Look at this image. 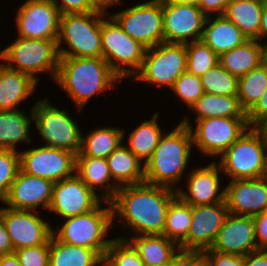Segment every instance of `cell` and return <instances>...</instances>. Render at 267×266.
Listing matches in <instances>:
<instances>
[{
	"label": "cell",
	"mask_w": 267,
	"mask_h": 266,
	"mask_svg": "<svg viewBox=\"0 0 267 266\" xmlns=\"http://www.w3.org/2000/svg\"><path fill=\"white\" fill-rule=\"evenodd\" d=\"M210 249L240 256L258 250L252 216L228 213Z\"/></svg>",
	"instance_id": "obj_22"
},
{
	"label": "cell",
	"mask_w": 267,
	"mask_h": 266,
	"mask_svg": "<svg viewBox=\"0 0 267 266\" xmlns=\"http://www.w3.org/2000/svg\"><path fill=\"white\" fill-rule=\"evenodd\" d=\"M125 128L112 126L96 127L89 130L87 135L85 131L82 132L81 149L77 156L99 157L107 158L114 150H116L122 143L123 130Z\"/></svg>",
	"instance_id": "obj_30"
},
{
	"label": "cell",
	"mask_w": 267,
	"mask_h": 266,
	"mask_svg": "<svg viewBox=\"0 0 267 266\" xmlns=\"http://www.w3.org/2000/svg\"><path fill=\"white\" fill-rule=\"evenodd\" d=\"M164 42L188 44L200 40L206 15L195 3L162 1Z\"/></svg>",
	"instance_id": "obj_14"
},
{
	"label": "cell",
	"mask_w": 267,
	"mask_h": 266,
	"mask_svg": "<svg viewBox=\"0 0 267 266\" xmlns=\"http://www.w3.org/2000/svg\"><path fill=\"white\" fill-rule=\"evenodd\" d=\"M125 238L136 250L145 266L172 262L179 254V246L164 235H131Z\"/></svg>",
	"instance_id": "obj_27"
},
{
	"label": "cell",
	"mask_w": 267,
	"mask_h": 266,
	"mask_svg": "<svg viewBox=\"0 0 267 266\" xmlns=\"http://www.w3.org/2000/svg\"><path fill=\"white\" fill-rule=\"evenodd\" d=\"M177 264H178V256L170 263H165V264L157 265V266H177Z\"/></svg>",
	"instance_id": "obj_56"
},
{
	"label": "cell",
	"mask_w": 267,
	"mask_h": 266,
	"mask_svg": "<svg viewBox=\"0 0 267 266\" xmlns=\"http://www.w3.org/2000/svg\"><path fill=\"white\" fill-rule=\"evenodd\" d=\"M103 199L90 189L78 176L54 183L49 213L58 218L82 215L94 210Z\"/></svg>",
	"instance_id": "obj_18"
},
{
	"label": "cell",
	"mask_w": 267,
	"mask_h": 266,
	"mask_svg": "<svg viewBox=\"0 0 267 266\" xmlns=\"http://www.w3.org/2000/svg\"><path fill=\"white\" fill-rule=\"evenodd\" d=\"M15 16L18 37L58 39L61 14L51 0H25Z\"/></svg>",
	"instance_id": "obj_15"
},
{
	"label": "cell",
	"mask_w": 267,
	"mask_h": 266,
	"mask_svg": "<svg viewBox=\"0 0 267 266\" xmlns=\"http://www.w3.org/2000/svg\"><path fill=\"white\" fill-rule=\"evenodd\" d=\"M61 15L104 11L92 0H51Z\"/></svg>",
	"instance_id": "obj_43"
},
{
	"label": "cell",
	"mask_w": 267,
	"mask_h": 266,
	"mask_svg": "<svg viewBox=\"0 0 267 266\" xmlns=\"http://www.w3.org/2000/svg\"><path fill=\"white\" fill-rule=\"evenodd\" d=\"M228 213L254 216L267 212V177L229 180L225 184Z\"/></svg>",
	"instance_id": "obj_21"
},
{
	"label": "cell",
	"mask_w": 267,
	"mask_h": 266,
	"mask_svg": "<svg viewBox=\"0 0 267 266\" xmlns=\"http://www.w3.org/2000/svg\"><path fill=\"white\" fill-rule=\"evenodd\" d=\"M244 266H267V250L258 249L245 255Z\"/></svg>",
	"instance_id": "obj_49"
},
{
	"label": "cell",
	"mask_w": 267,
	"mask_h": 266,
	"mask_svg": "<svg viewBox=\"0 0 267 266\" xmlns=\"http://www.w3.org/2000/svg\"><path fill=\"white\" fill-rule=\"evenodd\" d=\"M57 44L60 57L102 58L101 11L61 15Z\"/></svg>",
	"instance_id": "obj_8"
},
{
	"label": "cell",
	"mask_w": 267,
	"mask_h": 266,
	"mask_svg": "<svg viewBox=\"0 0 267 266\" xmlns=\"http://www.w3.org/2000/svg\"><path fill=\"white\" fill-rule=\"evenodd\" d=\"M0 266H21L15 253L0 256Z\"/></svg>",
	"instance_id": "obj_52"
},
{
	"label": "cell",
	"mask_w": 267,
	"mask_h": 266,
	"mask_svg": "<svg viewBox=\"0 0 267 266\" xmlns=\"http://www.w3.org/2000/svg\"><path fill=\"white\" fill-rule=\"evenodd\" d=\"M267 89V66L263 63L239 77L238 99L247 113Z\"/></svg>",
	"instance_id": "obj_36"
},
{
	"label": "cell",
	"mask_w": 267,
	"mask_h": 266,
	"mask_svg": "<svg viewBox=\"0 0 267 266\" xmlns=\"http://www.w3.org/2000/svg\"><path fill=\"white\" fill-rule=\"evenodd\" d=\"M14 252L11 238L9 237L4 221L0 216V256Z\"/></svg>",
	"instance_id": "obj_50"
},
{
	"label": "cell",
	"mask_w": 267,
	"mask_h": 266,
	"mask_svg": "<svg viewBox=\"0 0 267 266\" xmlns=\"http://www.w3.org/2000/svg\"><path fill=\"white\" fill-rule=\"evenodd\" d=\"M53 185L51 180L19 170L1 204L17 210L38 212L44 208L43 211H48L52 201Z\"/></svg>",
	"instance_id": "obj_20"
},
{
	"label": "cell",
	"mask_w": 267,
	"mask_h": 266,
	"mask_svg": "<svg viewBox=\"0 0 267 266\" xmlns=\"http://www.w3.org/2000/svg\"><path fill=\"white\" fill-rule=\"evenodd\" d=\"M218 159L227 181L261 178L267 174V143L249 128Z\"/></svg>",
	"instance_id": "obj_10"
},
{
	"label": "cell",
	"mask_w": 267,
	"mask_h": 266,
	"mask_svg": "<svg viewBox=\"0 0 267 266\" xmlns=\"http://www.w3.org/2000/svg\"><path fill=\"white\" fill-rule=\"evenodd\" d=\"M102 264L103 258L95 250L63 243L52 234L49 266H101Z\"/></svg>",
	"instance_id": "obj_33"
},
{
	"label": "cell",
	"mask_w": 267,
	"mask_h": 266,
	"mask_svg": "<svg viewBox=\"0 0 267 266\" xmlns=\"http://www.w3.org/2000/svg\"><path fill=\"white\" fill-rule=\"evenodd\" d=\"M177 266H210L206 255L197 251H180Z\"/></svg>",
	"instance_id": "obj_47"
},
{
	"label": "cell",
	"mask_w": 267,
	"mask_h": 266,
	"mask_svg": "<svg viewBox=\"0 0 267 266\" xmlns=\"http://www.w3.org/2000/svg\"><path fill=\"white\" fill-rule=\"evenodd\" d=\"M20 170L19 152L10 149H0V199L8 194L11 184Z\"/></svg>",
	"instance_id": "obj_41"
},
{
	"label": "cell",
	"mask_w": 267,
	"mask_h": 266,
	"mask_svg": "<svg viewBox=\"0 0 267 266\" xmlns=\"http://www.w3.org/2000/svg\"><path fill=\"white\" fill-rule=\"evenodd\" d=\"M191 219L192 206L177 195L169 204L162 235L179 246L188 235Z\"/></svg>",
	"instance_id": "obj_35"
},
{
	"label": "cell",
	"mask_w": 267,
	"mask_h": 266,
	"mask_svg": "<svg viewBox=\"0 0 267 266\" xmlns=\"http://www.w3.org/2000/svg\"><path fill=\"white\" fill-rule=\"evenodd\" d=\"M228 215L226 201L211 205L192 206V219L180 251L202 252L211 248Z\"/></svg>",
	"instance_id": "obj_19"
},
{
	"label": "cell",
	"mask_w": 267,
	"mask_h": 266,
	"mask_svg": "<svg viewBox=\"0 0 267 266\" xmlns=\"http://www.w3.org/2000/svg\"><path fill=\"white\" fill-rule=\"evenodd\" d=\"M204 92L215 95H238L239 77L231 74L220 64L209 69L201 77Z\"/></svg>",
	"instance_id": "obj_37"
},
{
	"label": "cell",
	"mask_w": 267,
	"mask_h": 266,
	"mask_svg": "<svg viewBox=\"0 0 267 266\" xmlns=\"http://www.w3.org/2000/svg\"><path fill=\"white\" fill-rule=\"evenodd\" d=\"M180 122L190 128L193 148L211 161L218 160L250 128L246 117H211L194 121L193 126L186 114Z\"/></svg>",
	"instance_id": "obj_9"
},
{
	"label": "cell",
	"mask_w": 267,
	"mask_h": 266,
	"mask_svg": "<svg viewBox=\"0 0 267 266\" xmlns=\"http://www.w3.org/2000/svg\"><path fill=\"white\" fill-rule=\"evenodd\" d=\"M186 71V44L163 42L146 49L142 66L131 82H145L162 89L167 87L170 91L174 82Z\"/></svg>",
	"instance_id": "obj_11"
},
{
	"label": "cell",
	"mask_w": 267,
	"mask_h": 266,
	"mask_svg": "<svg viewBox=\"0 0 267 266\" xmlns=\"http://www.w3.org/2000/svg\"><path fill=\"white\" fill-rule=\"evenodd\" d=\"M266 0H231L224 16L233 22L248 39H257Z\"/></svg>",
	"instance_id": "obj_31"
},
{
	"label": "cell",
	"mask_w": 267,
	"mask_h": 266,
	"mask_svg": "<svg viewBox=\"0 0 267 266\" xmlns=\"http://www.w3.org/2000/svg\"><path fill=\"white\" fill-rule=\"evenodd\" d=\"M120 81L103 58L91 57H60L54 80L75 103L77 113L83 112L92 98L116 90Z\"/></svg>",
	"instance_id": "obj_2"
},
{
	"label": "cell",
	"mask_w": 267,
	"mask_h": 266,
	"mask_svg": "<svg viewBox=\"0 0 267 266\" xmlns=\"http://www.w3.org/2000/svg\"><path fill=\"white\" fill-rule=\"evenodd\" d=\"M262 63V45L255 39H249L219 56V64L237 77L247 74Z\"/></svg>",
	"instance_id": "obj_32"
},
{
	"label": "cell",
	"mask_w": 267,
	"mask_h": 266,
	"mask_svg": "<svg viewBox=\"0 0 267 266\" xmlns=\"http://www.w3.org/2000/svg\"><path fill=\"white\" fill-rule=\"evenodd\" d=\"M210 266H244V256L206 249L202 251Z\"/></svg>",
	"instance_id": "obj_44"
},
{
	"label": "cell",
	"mask_w": 267,
	"mask_h": 266,
	"mask_svg": "<svg viewBox=\"0 0 267 266\" xmlns=\"http://www.w3.org/2000/svg\"><path fill=\"white\" fill-rule=\"evenodd\" d=\"M176 196L171 188L145 182L122 186L110 200L113 224L121 223V229L132 235H162L169 204Z\"/></svg>",
	"instance_id": "obj_1"
},
{
	"label": "cell",
	"mask_w": 267,
	"mask_h": 266,
	"mask_svg": "<svg viewBox=\"0 0 267 266\" xmlns=\"http://www.w3.org/2000/svg\"><path fill=\"white\" fill-rule=\"evenodd\" d=\"M187 72L201 77L219 64V56L201 40L186 44Z\"/></svg>",
	"instance_id": "obj_38"
},
{
	"label": "cell",
	"mask_w": 267,
	"mask_h": 266,
	"mask_svg": "<svg viewBox=\"0 0 267 266\" xmlns=\"http://www.w3.org/2000/svg\"><path fill=\"white\" fill-rule=\"evenodd\" d=\"M143 1L108 14L131 38L152 48L164 42L162 0Z\"/></svg>",
	"instance_id": "obj_12"
},
{
	"label": "cell",
	"mask_w": 267,
	"mask_h": 266,
	"mask_svg": "<svg viewBox=\"0 0 267 266\" xmlns=\"http://www.w3.org/2000/svg\"><path fill=\"white\" fill-rule=\"evenodd\" d=\"M106 160L112 179L119 187L144 182L145 164L125 144L122 143Z\"/></svg>",
	"instance_id": "obj_29"
},
{
	"label": "cell",
	"mask_w": 267,
	"mask_h": 266,
	"mask_svg": "<svg viewBox=\"0 0 267 266\" xmlns=\"http://www.w3.org/2000/svg\"><path fill=\"white\" fill-rule=\"evenodd\" d=\"M208 165L192 167L185 176V190L183 187L177 190V195L191 206L211 205L225 201V185L221 176H224L220 165L216 161ZM222 186V187H221ZM222 189V190H221Z\"/></svg>",
	"instance_id": "obj_17"
},
{
	"label": "cell",
	"mask_w": 267,
	"mask_h": 266,
	"mask_svg": "<svg viewBox=\"0 0 267 266\" xmlns=\"http://www.w3.org/2000/svg\"><path fill=\"white\" fill-rule=\"evenodd\" d=\"M200 40L220 56L249 39L224 15H218L206 17Z\"/></svg>",
	"instance_id": "obj_24"
},
{
	"label": "cell",
	"mask_w": 267,
	"mask_h": 266,
	"mask_svg": "<svg viewBox=\"0 0 267 266\" xmlns=\"http://www.w3.org/2000/svg\"><path fill=\"white\" fill-rule=\"evenodd\" d=\"M100 9L108 11L112 6L116 4L120 5L124 0H92ZM115 4V5H114Z\"/></svg>",
	"instance_id": "obj_54"
},
{
	"label": "cell",
	"mask_w": 267,
	"mask_h": 266,
	"mask_svg": "<svg viewBox=\"0 0 267 266\" xmlns=\"http://www.w3.org/2000/svg\"><path fill=\"white\" fill-rule=\"evenodd\" d=\"M257 249L267 250V212L252 216Z\"/></svg>",
	"instance_id": "obj_45"
},
{
	"label": "cell",
	"mask_w": 267,
	"mask_h": 266,
	"mask_svg": "<svg viewBox=\"0 0 267 266\" xmlns=\"http://www.w3.org/2000/svg\"><path fill=\"white\" fill-rule=\"evenodd\" d=\"M0 62L9 69L29 75L36 82L40 80L39 75L45 73L54 82L60 63L57 39L15 37L0 50Z\"/></svg>",
	"instance_id": "obj_5"
},
{
	"label": "cell",
	"mask_w": 267,
	"mask_h": 266,
	"mask_svg": "<svg viewBox=\"0 0 267 266\" xmlns=\"http://www.w3.org/2000/svg\"><path fill=\"white\" fill-rule=\"evenodd\" d=\"M231 0H198L197 5L208 16L223 15Z\"/></svg>",
	"instance_id": "obj_48"
},
{
	"label": "cell",
	"mask_w": 267,
	"mask_h": 266,
	"mask_svg": "<svg viewBox=\"0 0 267 266\" xmlns=\"http://www.w3.org/2000/svg\"><path fill=\"white\" fill-rule=\"evenodd\" d=\"M160 112L156 111L150 119L143 120L132 132L126 136L127 130H123V140H127L125 146L144 164L153 155L156 146L165 133L164 127L159 124ZM127 137V139H125ZM127 144V145H126Z\"/></svg>",
	"instance_id": "obj_28"
},
{
	"label": "cell",
	"mask_w": 267,
	"mask_h": 266,
	"mask_svg": "<svg viewBox=\"0 0 267 266\" xmlns=\"http://www.w3.org/2000/svg\"><path fill=\"white\" fill-rule=\"evenodd\" d=\"M25 112L24 109L0 111V149L19 152L20 143H33L30 134L34 125L33 110L31 108L29 114Z\"/></svg>",
	"instance_id": "obj_26"
},
{
	"label": "cell",
	"mask_w": 267,
	"mask_h": 266,
	"mask_svg": "<svg viewBox=\"0 0 267 266\" xmlns=\"http://www.w3.org/2000/svg\"><path fill=\"white\" fill-rule=\"evenodd\" d=\"M261 45L267 43V1L264 3L262 16H261V27L256 39Z\"/></svg>",
	"instance_id": "obj_51"
},
{
	"label": "cell",
	"mask_w": 267,
	"mask_h": 266,
	"mask_svg": "<svg viewBox=\"0 0 267 266\" xmlns=\"http://www.w3.org/2000/svg\"><path fill=\"white\" fill-rule=\"evenodd\" d=\"M195 120L211 117H246L237 96L204 93L190 108Z\"/></svg>",
	"instance_id": "obj_34"
},
{
	"label": "cell",
	"mask_w": 267,
	"mask_h": 266,
	"mask_svg": "<svg viewBox=\"0 0 267 266\" xmlns=\"http://www.w3.org/2000/svg\"><path fill=\"white\" fill-rule=\"evenodd\" d=\"M253 129L260 135V137L267 143V116L263 117Z\"/></svg>",
	"instance_id": "obj_53"
},
{
	"label": "cell",
	"mask_w": 267,
	"mask_h": 266,
	"mask_svg": "<svg viewBox=\"0 0 267 266\" xmlns=\"http://www.w3.org/2000/svg\"><path fill=\"white\" fill-rule=\"evenodd\" d=\"M193 149V137L189 127L178 122L173 130H165L153 155L145 163L144 182L179 190L182 187L179 186L180 181L190 171L186 170L187 167L191 169L189 161L193 159Z\"/></svg>",
	"instance_id": "obj_3"
},
{
	"label": "cell",
	"mask_w": 267,
	"mask_h": 266,
	"mask_svg": "<svg viewBox=\"0 0 267 266\" xmlns=\"http://www.w3.org/2000/svg\"><path fill=\"white\" fill-rule=\"evenodd\" d=\"M41 213V214H39ZM42 212L17 210L0 206V216L5 223L14 251L31 246H39L50 241L52 223L42 216Z\"/></svg>",
	"instance_id": "obj_16"
},
{
	"label": "cell",
	"mask_w": 267,
	"mask_h": 266,
	"mask_svg": "<svg viewBox=\"0 0 267 266\" xmlns=\"http://www.w3.org/2000/svg\"><path fill=\"white\" fill-rule=\"evenodd\" d=\"M162 1H171V2H188L197 4L198 0H162Z\"/></svg>",
	"instance_id": "obj_57"
},
{
	"label": "cell",
	"mask_w": 267,
	"mask_h": 266,
	"mask_svg": "<svg viewBox=\"0 0 267 266\" xmlns=\"http://www.w3.org/2000/svg\"><path fill=\"white\" fill-rule=\"evenodd\" d=\"M22 150L19 151L20 170L24 173L51 180L53 183L76 174L75 153L42 144Z\"/></svg>",
	"instance_id": "obj_13"
},
{
	"label": "cell",
	"mask_w": 267,
	"mask_h": 266,
	"mask_svg": "<svg viewBox=\"0 0 267 266\" xmlns=\"http://www.w3.org/2000/svg\"><path fill=\"white\" fill-rule=\"evenodd\" d=\"M37 86L38 82L29 75L0 62V111L21 109L19 106L35 94Z\"/></svg>",
	"instance_id": "obj_25"
},
{
	"label": "cell",
	"mask_w": 267,
	"mask_h": 266,
	"mask_svg": "<svg viewBox=\"0 0 267 266\" xmlns=\"http://www.w3.org/2000/svg\"><path fill=\"white\" fill-rule=\"evenodd\" d=\"M170 90V95L177 96L188 109L205 93L200 77L187 71L181 74Z\"/></svg>",
	"instance_id": "obj_40"
},
{
	"label": "cell",
	"mask_w": 267,
	"mask_h": 266,
	"mask_svg": "<svg viewBox=\"0 0 267 266\" xmlns=\"http://www.w3.org/2000/svg\"><path fill=\"white\" fill-rule=\"evenodd\" d=\"M267 116V89L246 113L250 128H253L263 117Z\"/></svg>",
	"instance_id": "obj_46"
},
{
	"label": "cell",
	"mask_w": 267,
	"mask_h": 266,
	"mask_svg": "<svg viewBox=\"0 0 267 266\" xmlns=\"http://www.w3.org/2000/svg\"><path fill=\"white\" fill-rule=\"evenodd\" d=\"M63 220V224L52 227V234L59 241L93 249L104 257L113 239L108 234L114 230L110 201L103 200L94 210Z\"/></svg>",
	"instance_id": "obj_4"
},
{
	"label": "cell",
	"mask_w": 267,
	"mask_h": 266,
	"mask_svg": "<svg viewBox=\"0 0 267 266\" xmlns=\"http://www.w3.org/2000/svg\"><path fill=\"white\" fill-rule=\"evenodd\" d=\"M104 266H145L132 245L122 237H113L103 257Z\"/></svg>",
	"instance_id": "obj_39"
},
{
	"label": "cell",
	"mask_w": 267,
	"mask_h": 266,
	"mask_svg": "<svg viewBox=\"0 0 267 266\" xmlns=\"http://www.w3.org/2000/svg\"><path fill=\"white\" fill-rule=\"evenodd\" d=\"M35 102L32 105L33 127L42 137L43 146L68 150L77 155L81 149L83 129L71 112L50 103L49 97L38 98Z\"/></svg>",
	"instance_id": "obj_7"
},
{
	"label": "cell",
	"mask_w": 267,
	"mask_h": 266,
	"mask_svg": "<svg viewBox=\"0 0 267 266\" xmlns=\"http://www.w3.org/2000/svg\"><path fill=\"white\" fill-rule=\"evenodd\" d=\"M76 174L105 201H110L120 188L113 181L108 162L105 158L77 156Z\"/></svg>",
	"instance_id": "obj_23"
},
{
	"label": "cell",
	"mask_w": 267,
	"mask_h": 266,
	"mask_svg": "<svg viewBox=\"0 0 267 266\" xmlns=\"http://www.w3.org/2000/svg\"><path fill=\"white\" fill-rule=\"evenodd\" d=\"M21 266H49L50 241L39 246L23 247L14 252Z\"/></svg>",
	"instance_id": "obj_42"
},
{
	"label": "cell",
	"mask_w": 267,
	"mask_h": 266,
	"mask_svg": "<svg viewBox=\"0 0 267 266\" xmlns=\"http://www.w3.org/2000/svg\"><path fill=\"white\" fill-rule=\"evenodd\" d=\"M262 61L267 66V43L262 44Z\"/></svg>",
	"instance_id": "obj_55"
},
{
	"label": "cell",
	"mask_w": 267,
	"mask_h": 266,
	"mask_svg": "<svg viewBox=\"0 0 267 266\" xmlns=\"http://www.w3.org/2000/svg\"><path fill=\"white\" fill-rule=\"evenodd\" d=\"M102 58L121 79H132L140 70L146 47L131 38L108 14L101 11Z\"/></svg>",
	"instance_id": "obj_6"
}]
</instances>
